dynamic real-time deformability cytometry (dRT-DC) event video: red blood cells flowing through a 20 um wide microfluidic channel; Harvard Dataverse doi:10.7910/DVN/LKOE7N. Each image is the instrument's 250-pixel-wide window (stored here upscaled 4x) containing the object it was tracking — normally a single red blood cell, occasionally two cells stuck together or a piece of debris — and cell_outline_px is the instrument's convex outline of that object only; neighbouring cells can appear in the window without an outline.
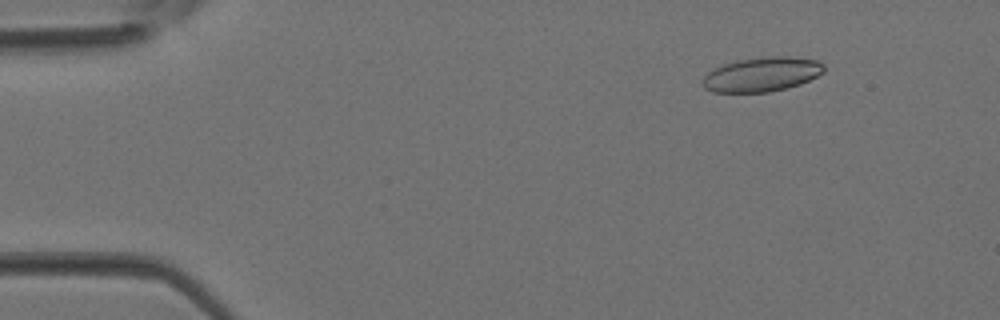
{"species": "Egyptian fruit bat (a non-hibernating species)", "species_latin": "Rousettus aegyptiacus", "temperature_condition": "room temperature", "stored_images_in_passage": 4, "camera_frame_rate_fps": 3000, "um_per_image_px": 0.085, "animal": {"sex": "female"}, "frame": {"image": 1, "passage_image": 2, "time_ms": 0.333, "image_size_px": [1000, 320], "cell_outline_px": [[824, 72], [800, 84], [788, 88], [768, 92], [712, 92], [704, 88], [700, 80], [712, 68], [724, 64], [740, 60], [772, 56], [788, 56], [816, 60], [824, 64]], "centroid_in_image_um": [64.73, 6.33], "position_along_channel_um": 20.3, "area_um2": 24.33}}
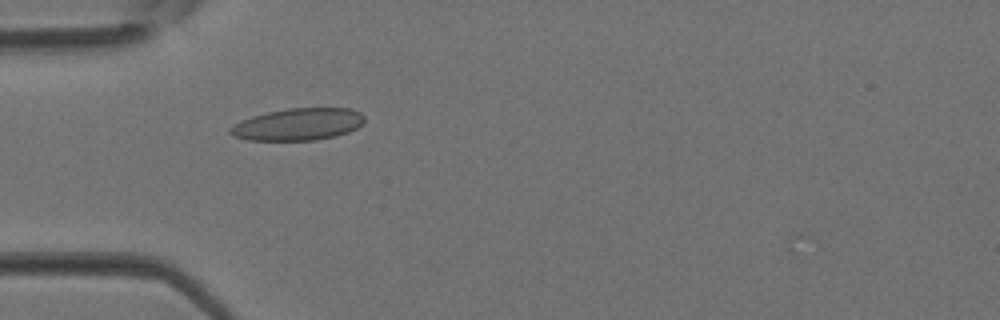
{"frame": {"image": 2, "passage_image": 4, "time_ms": 1.0, "image_size_px": [1000, 320], "cell_outline_px": [[364, 124], [348, 132], [336, 136], [316, 140], [248, 140], [232, 136], [228, 132], [228, 128], [232, 124], [240, 120], [252, 116], [268, 112], [288, 108], [352, 108], [360, 112], [364, 116]], "centroid_in_image_um": [25.32, 10.56], "position_along_channel_um": 59.7, "area_um2": 25.37}}